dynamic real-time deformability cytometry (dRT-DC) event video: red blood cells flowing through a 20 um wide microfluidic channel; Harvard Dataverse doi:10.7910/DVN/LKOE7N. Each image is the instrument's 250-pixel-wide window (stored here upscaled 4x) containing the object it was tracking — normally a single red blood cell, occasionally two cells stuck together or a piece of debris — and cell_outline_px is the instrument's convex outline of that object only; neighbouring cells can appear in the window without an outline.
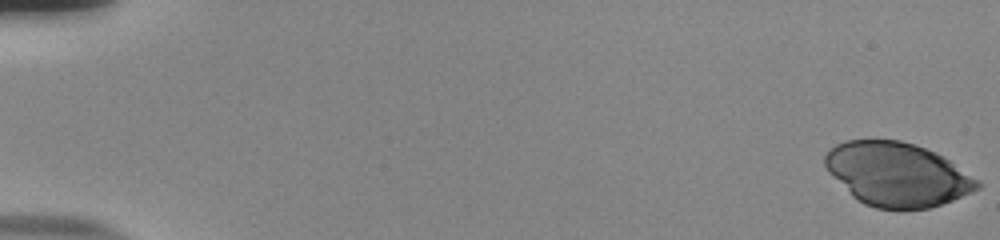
{"species": "human", "species_latin": "Homo sapiens", "temperature_condition": "room temperature", "stored_images_in_passage": 54, "camera_frame_rate_fps": 3000, "um_per_image_px": 0.085, "donor": {"sex": "male"}, "frame": {"image": 1, "passage_image": 1, "time_ms": 0.0, "image_size_px": [1000, 240], "cell_outline_px": [[984, 184], [980, 188], [952, 200], [928, 208], [900, 212], [876, 208], [864, 204], [856, 200], [828, 172], [824, 164], [824, 156], [836, 144], [844, 140], [900, 140], [924, 148], [948, 160], [980, 180]], "centroid_in_image_um": [76.24, 14.86], "position_along_channel_um": 8.8, "area_um2": 56.82}}
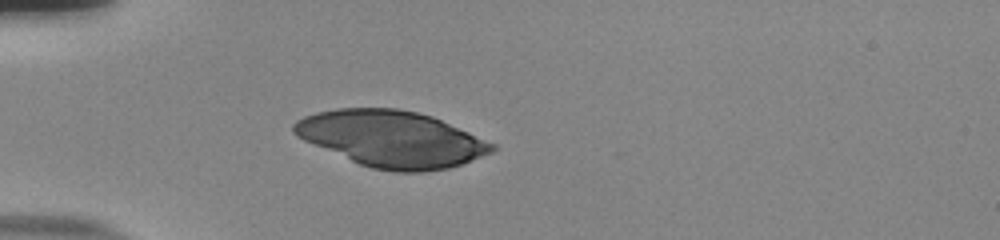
{"frame": {"image": 2, "passage_image": 17, "time_ms": 5.333, "image_size_px": [1000, 240], "cell_outline_px": [[496, 148], [492, 152], [460, 164], [448, 168], [424, 172], [396, 172], [372, 168], [360, 164], [304, 140], [296, 136], [292, 132], [292, 124], [296, 120], [304, 116], [316, 112], [336, 108], [396, 108], [416, 112], [432, 116], [496, 144]], "centroid_in_image_um": [33.27, 11.8], "position_along_channel_um": 51.7, "area_um2": 64.62}}